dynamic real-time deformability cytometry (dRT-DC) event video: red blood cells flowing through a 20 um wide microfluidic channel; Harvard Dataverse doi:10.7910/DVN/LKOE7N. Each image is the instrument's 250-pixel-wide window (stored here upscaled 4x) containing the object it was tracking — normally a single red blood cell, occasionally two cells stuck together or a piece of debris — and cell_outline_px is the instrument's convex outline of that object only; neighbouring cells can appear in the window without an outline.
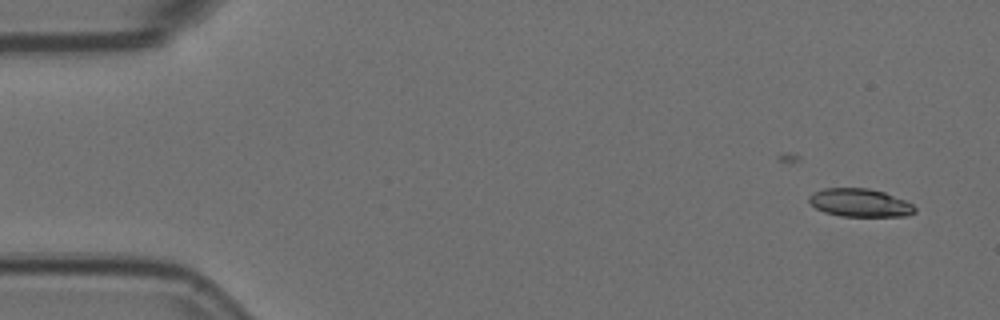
{"species": "Egyptian fruit bat (a non-hibernating species)", "species_latin": "Rousettus aegyptiacus", "temperature_condition": "room temperature", "stored_images_in_passage": 6, "camera_frame_rate_fps": 3000, "um_per_image_px": 0.085, "animal": {"sex": "female"}, "frame": {"image": 1, "passage_image": 3, "time_ms": 0.667, "image_size_px": [1000, 320], "cell_outline_px": [[916, 212], [908, 216], [840, 216], [824, 212], [816, 208], [808, 200], [808, 196], [812, 192], [824, 188], [868, 188], [884, 192], [904, 200], [912, 204], [916, 208]], "centroid_in_image_um": [73.08, 17.23], "position_along_channel_um": 11.9, "area_um2": 17.4}}